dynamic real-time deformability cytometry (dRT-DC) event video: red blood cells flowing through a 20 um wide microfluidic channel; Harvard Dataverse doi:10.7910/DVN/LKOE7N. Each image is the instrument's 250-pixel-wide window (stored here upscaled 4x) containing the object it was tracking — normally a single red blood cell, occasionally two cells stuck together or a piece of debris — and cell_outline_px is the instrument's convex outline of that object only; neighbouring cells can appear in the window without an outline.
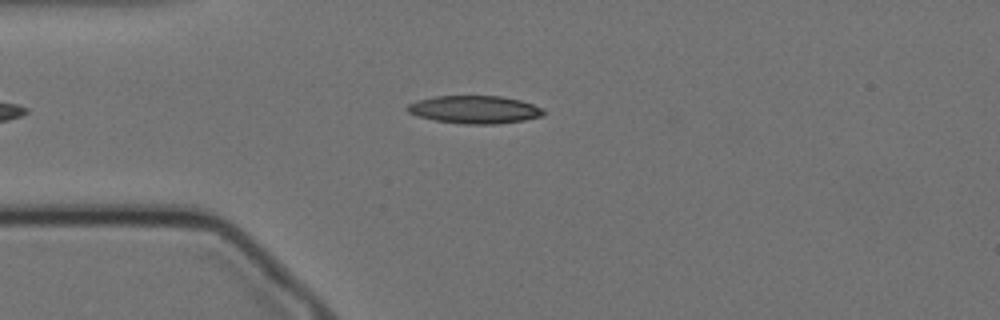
{"species": "Egyptian fruit bat (a non-hibernating species)", "species_latin": "Rousettus aegyptiacus", "temperature_condition": "cold", "stored_images_in_passage": 44, "camera_frame_rate_fps": 3000, "um_per_image_px": 0.085, "animal": {"sex": "female"}, "frame": {"image": 1, "passage_image": 4, "time_ms": 1.0, "image_size_px": [1000, 320], "cell_outline_px": [[544, 116], [524, 120], [496, 124], [464, 124], [436, 120], [416, 116], [408, 112], [404, 108], [408, 104], [416, 100], [436, 96], [504, 96], [520, 100], [544, 108]], "centroid_in_image_um": [40.34, 9.31], "position_along_channel_um": 44.7, "area_um2": 22.25}}
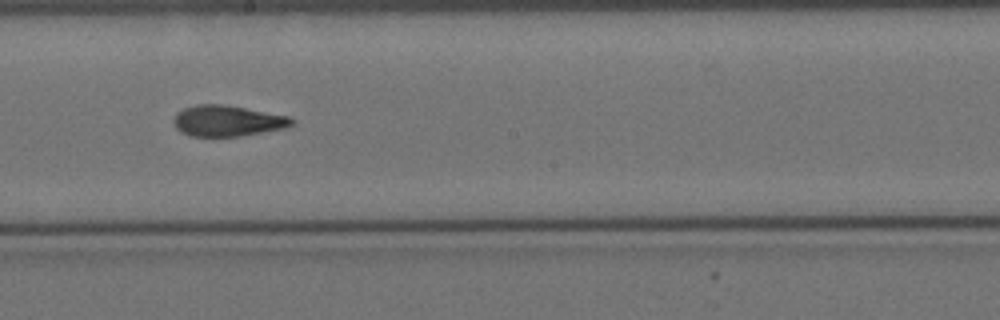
{"frame": {"image": 2, "passage_image": 21, "time_ms": 6.667, "image_size_px": [1000, 320], "cell_outline_px": [[296, 120], [288, 128], [240, 136], [192, 136], [180, 132], [176, 128], [172, 120], [176, 112], [184, 108], [196, 104], [224, 104], [292, 116]], "centroid_in_image_um": [19.36, 10.26], "position_along_channel_um": 228.8, "area_um2": 21.68}}
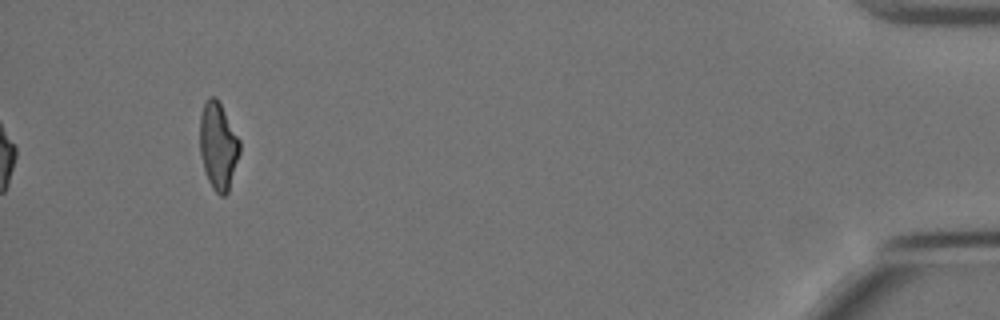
{"frame": {"image": 3, "passage_image": 44, "time_ms": 14.333, "image_size_px": [1000, 320], "cell_outline_px": [[240, 152], [228, 192], [224, 196], [220, 196], [212, 188], [208, 180], [204, 168], [200, 152], [200, 116], [204, 100], [208, 96], [216, 96], [240, 140]], "centroid_in_image_um": [18.54, 12.38], "position_along_channel_um": 416.7, "area_um2": 20.29}, "authors_computed_cell_mechanics": {"area_um2": 21.4149, "velocity_mm_per_s": 3.4626, "shape_relaxation_time_tau1_ms": 9.0976, "shape_relaxation_time_tau2_ms": 2.6066, "deformation_change_tau1": 0.2172, "deformation_change_tau2": 0.0972}}